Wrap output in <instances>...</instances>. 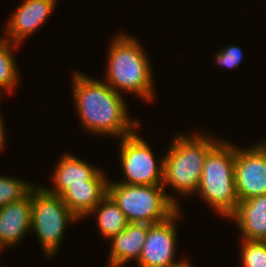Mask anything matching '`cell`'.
<instances>
[{
    "label": "cell",
    "instance_id": "6da1fadb",
    "mask_svg": "<svg viewBox=\"0 0 266 267\" xmlns=\"http://www.w3.org/2000/svg\"><path fill=\"white\" fill-rule=\"evenodd\" d=\"M72 87L74 108L88 132L122 138L138 130L140 122L128 114L122 94L105 81L74 71Z\"/></svg>",
    "mask_w": 266,
    "mask_h": 267
},
{
    "label": "cell",
    "instance_id": "7a4b0ae2",
    "mask_svg": "<svg viewBox=\"0 0 266 267\" xmlns=\"http://www.w3.org/2000/svg\"><path fill=\"white\" fill-rule=\"evenodd\" d=\"M108 45L104 81L115 92L122 94L125 91L151 102L155 96L152 67L139 40L119 33Z\"/></svg>",
    "mask_w": 266,
    "mask_h": 267
},
{
    "label": "cell",
    "instance_id": "3957f363",
    "mask_svg": "<svg viewBox=\"0 0 266 267\" xmlns=\"http://www.w3.org/2000/svg\"><path fill=\"white\" fill-rule=\"evenodd\" d=\"M163 157L162 186H171L184 196L194 194L199 186L208 152L220 141L209 134L195 132L189 136L178 132Z\"/></svg>",
    "mask_w": 266,
    "mask_h": 267
},
{
    "label": "cell",
    "instance_id": "277c9868",
    "mask_svg": "<svg viewBox=\"0 0 266 267\" xmlns=\"http://www.w3.org/2000/svg\"><path fill=\"white\" fill-rule=\"evenodd\" d=\"M236 146L220 140L207 154L197 194L220 216L228 218L239 202L235 178L234 161Z\"/></svg>",
    "mask_w": 266,
    "mask_h": 267
},
{
    "label": "cell",
    "instance_id": "5b68a950",
    "mask_svg": "<svg viewBox=\"0 0 266 267\" xmlns=\"http://www.w3.org/2000/svg\"><path fill=\"white\" fill-rule=\"evenodd\" d=\"M165 190L162 185H130L111 181L107 185V194L129 223L148 225L166 221L180 209L178 201Z\"/></svg>",
    "mask_w": 266,
    "mask_h": 267
},
{
    "label": "cell",
    "instance_id": "8992f818",
    "mask_svg": "<svg viewBox=\"0 0 266 267\" xmlns=\"http://www.w3.org/2000/svg\"><path fill=\"white\" fill-rule=\"evenodd\" d=\"M79 220L59 195L48 193L43 186L32 188L31 228L37 234L44 255L54 257L70 222ZM69 222V223H68Z\"/></svg>",
    "mask_w": 266,
    "mask_h": 267
},
{
    "label": "cell",
    "instance_id": "52a82bcc",
    "mask_svg": "<svg viewBox=\"0 0 266 267\" xmlns=\"http://www.w3.org/2000/svg\"><path fill=\"white\" fill-rule=\"evenodd\" d=\"M137 130L120 138V164L124 179L112 181L130 185H162L163 158L157 162L151 147Z\"/></svg>",
    "mask_w": 266,
    "mask_h": 267
},
{
    "label": "cell",
    "instance_id": "ba28073f",
    "mask_svg": "<svg viewBox=\"0 0 266 267\" xmlns=\"http://www.w3.org/2000/svg\"><path fill=\"white\" fill-rule=\"evenodd\" d=\"M234 178L239 201L266 194V141L236 146Z\"/></svg>",
    "mask_w": 266,
    "mask_h": 267
},
{
    "label": "cell",
    "instance_id": "9c48e42d",
    "mask_svg": "<svg viewBox=\"0 0 266 267\" xmlns=\"http://www.w3.org/2000/svg\"><path fill=\"white\" fill-rule=\"evenodd\" d=\"M181 210L179 209L168 220L148 225L146 240L137 261L138 267H181L188 262L187 258L176 260L177 229ZM178 219V220H177Z\"/></svg>",
    "mask_w": 266,
    "mask_h": 267
},
{
    "label": "cell",
    "instance_id": "30bf717a",
    "mask_svg": "<svg viewBox=\"0 0 266 267\" xmlns=\"http://www.w3.org/2000/svg\"><path fill=\"white\" fill-rule=\"evenodd\" d=\"M56 4V0H24L11 17L7 18L6 39L20 45L25 38L46 23L55 11Z\"/></svg>",
    "mask_w": 266,
    "mask_h": 267
},
{
    "label": "cell",
    "instance_id": "8fae6325",
    "mask_svg": "<svg viewBox=\"0 0 266 267\" xmlns=\"http://www.w3.org/2000/svg\"><path fill=\"white\" fill-rule=\"evenodd\" d=\"M32 189L21 200L0 208V247H12L25 238L31 228Z\"/></svg>",
    "mask_w": 266,
    "mask_h": 267
},
{
    "label": "cell",
    "instance_id": "7c38bea8",
    "mask_svg": "<svg viewBox=\"0 0 266 267\" xmlns=\"http://www.w3.org/2000/svg\"><path fill=\"white\" fill-rule=\"evenodd\" d=\"M107 177L101 169L85 184L69 185L59 196L80 220L107 195Z\"/></svg>",
    "mask_w": 266,
    "mask_h": 267
},
{
    "label": "cell",
    "instance_id": "4fadbf2b",
    "mask_svg": "<svg viewBox=\"0 0 266 267\" xmlns=\"http://www.w3.org/2000/svg\"><path fill=\"white\" fill-rule=\"evenodd\" d=\"M229 218L240 228L242 239L262 241L266 236V194L239 201Z\"/></svg>",
    "mask_w": 266,
    "mask_h": 267
},
{
    "label": "cell",
    "instance_id": "5bb4252c",
    "mask_svg": "<svg viewBox=\"0 0 266 267\" xmlns=\"http://www.w3.org/2000/svg\"><path fill=\"white\" fill-rule=\"evenodd\" d=\"M148 224L128 223L127 227L112 237L109 267H123L127 262L139 260L146 240Z\"/></svg>",
    "mask_w": 266,
    "mask_h": 267
},
{
    "label": "cell",
    "instance_id": "9a60e30c",
    "mask_svg": "<svg viewBox=\"0 0 266 267\" xmlns=\"http://www.w3.org/2000/svg\"><path fill=\"white\" fill-rule=\"evenodd\" d=\"M100 169L70 153L64 154L58 161L51 180L54 188L43 187L48 193L60 195L69 185L85 184Z\"/></svg>",
    "mask_w": 266,
    "mask_h": 267
},
{
    "label": "cell",
    "instance_id": "2e32d148",
    "mask_svg": "<svg viewBox=\"0 0 266 267\" xmlns=\"http://www.w3.org/2000/svg\"><path fill=\"white\" fill-rule=\"evenodd\" d=\"M92 214L97 216L99 231L106 239L114 237L120 231L124 230L129 223L125 214L108 194L87 216H91Z\"/></svg>",
    "mask_w": 266,
    "mask_h": 267
},
{
    "label": "cell",
    "instance_id": "e0dca14e",
    "mask_svg": "<svg viewBox=\"0 0 266 267\" xmlns=\"http://www.w3.org/2000/svg\"><path fill=\"white\" fill-rule=\"evenodd\" d=\"M20 47L5 37H0V92L8 91L10 94L18 83V68L14 53L15 48ZM14 48V50H13Z\"/></svg>",
    "mask_w": 266,
    "mask_h": 267
},
{
    "label": "cell",
    "instance_id": "ac0fdd59",
    "mask_svg": "<svg viewBox=\"0 0 266 267\" xmlns=\"http://www.w3.org/2000/svg\"><path fill=\"white\" fill-rule=\"evenodd\" d=\"M34 186L22 179L0 175V208L21 200Z\"/></svg>",
    "mask_w": 266,
    "mask_h": 267
},
{
    "label": "cell",
    "instance_id": "d6986e66",
    "mask_svg": "<svg viewBox=\"0 0 266 267\" xmlns=\"http://www.w3.org/2000/svg\"><path fill=\"white\" fill-rule=\"evenodd\" d=\"M242 267H266V244L257 240L241 239Z\"/></svg>",
    "mask_w": 266,
    "mask_h": 267
},
{
    "label": "cell",
    "instance_id": "ffe728a7",
    "mask_svg": "<svg viewBox=\"0 0 266 267\" xmlns=\"http://www.w3.org/2000/svg\"><path fill=\"white\" fill-rule=\"evenodd\" d=\"M220 49L214 56L216 63L230 70L238 68L244 56L240 46L230 45Z\"/></svg>",
    "mask_w": 266,
    "mask_h": 267
},
{
    "label": "cell",
    "instance_id": "44dd1931",
    "mask_svg": "<svg viewBox=\"0 0 266 267\" xmlns=\"http://www.w3.org/2000/svg\"><path fill=\"white\" fill-rule=\"evenodd\" d=\"M4 120L2 119L1 113H0V150L5 148L6 143V136H5V128H4Z\"/></svg>",
    "mask_w": 266,
    "mask_h": 267
},
{
    "label": "cell",
    "instance_id": "7402d4cb",
    "mask_svg": "<svg viewBox=\"0 0 266 267\" xmlns=\"http://www.w3.org/2000/svg\"><path fill=\"white\" fill-rule=\"evenodd\" d=\"M181 267H192V266H191V264L188 261L186 264L182 265Z\"/></svg>",
    "mask_w": 266,
    "mask_h": 267
},
{
    "label": "cell",
    "instance_id": "603a6c76",
    "mask_svg": "<svg viewBox=\"0 0 266 267\" xmlns=\"http://www.w3.org/2000/svg\"><path fill=\"white\" fill-rule=\"evenodd\" d=\"M262 242L266 244V236L263 238Z\"/></svg>",
    "mask_w": 266,
    "mask_h": 267
}]
</instances>
